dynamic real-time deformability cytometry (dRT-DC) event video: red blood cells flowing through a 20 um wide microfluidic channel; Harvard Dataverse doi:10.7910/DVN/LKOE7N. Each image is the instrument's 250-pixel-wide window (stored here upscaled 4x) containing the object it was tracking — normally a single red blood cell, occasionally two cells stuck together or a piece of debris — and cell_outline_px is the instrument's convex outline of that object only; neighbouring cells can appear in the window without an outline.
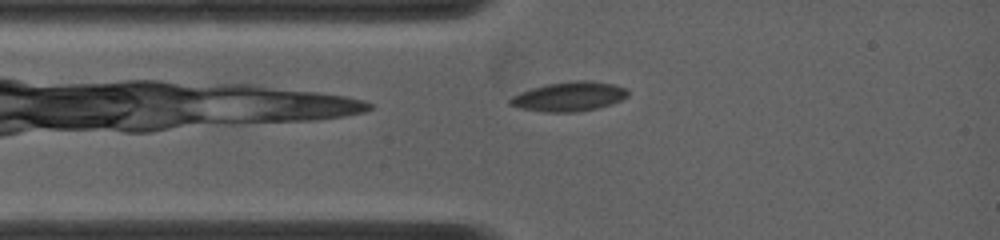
{"species": "common noctule bat (a hibernating species)", "species_latin": "Nyctalus noctula", "temperature_condition": "warm", "stored_images_in_passage": 64, "camera_frame_rate_fps": 5000, "um_per_image_px": 0.085, "animal": {"sex": "female", "body_mass_g": 19.0, "forearm_length_mm": 53.3}, "frame": {"image": 1, "passage_image": 2, "time_ms": 0.2, "image_size_px": [1000, 240], "cell_outline_px": [[628, 96], [620, 100], [596, 108], [572, 112], [544, 112], [520, 108], [508, 104], [508, 100], [512, 96], [520, 92], [532, 88], [548, 84], [576, 80], [588, 80], [616, 84], [628, 88]], "centroid_in_image_um": [48.37, 8.19], "position_along_channel_um": 36.6, "area_um2": 20.11}}
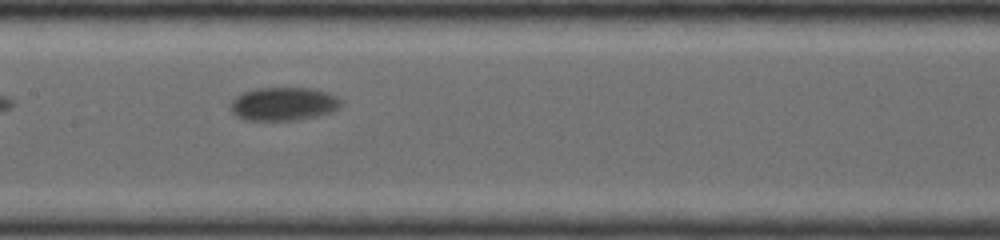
{"frame": {"image": 2, "passage_image": 22, "time_ms": 4.2, "image_size_px": [1000, 240], "cell_outline_px": [[340, 104], [336, 108], [328, 112], [296, 120], [248, 120], [236, 116], [232, 112], [232, 100], [236, 96], [244, 92], [256, 88], [316, 88], [328, 92], [336, 96], [340, 100]], "centroid_in_image_um": [24.07, 8.81], "position_along_channel_um": 183.3, "area_um2": 21.1}}
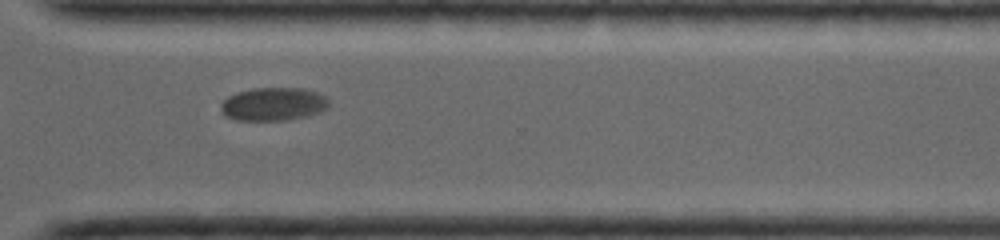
{"frame": {"image": 3, "passage_image": 44, "time_ms": 8.6, "image_size_px": [1000, 240], "cell_outline_px": [[328, 104], [320, 112], [288, 120], [236, 120], [220, 112], [220, 104], [228, 96], [236, 92], [252, 88], [304, 88], [316, 92], [324, 96], [328, 100]], "centroid_in_image_um": [23.19, 8.84], "position_along_channel_um": 347.4, "area_um2": 20.81}, "authors_computed_cell_mechanics": {"area_um2": 20.3456, "velocity_mm_per_s": 3.724, "shape_relaxation_time_tau1_ms": 2.1407, "shape_relaxation_time_tau2_ms": null, "deformation_change_tau1": 0.0844, "deformation_change_tau2": null}}